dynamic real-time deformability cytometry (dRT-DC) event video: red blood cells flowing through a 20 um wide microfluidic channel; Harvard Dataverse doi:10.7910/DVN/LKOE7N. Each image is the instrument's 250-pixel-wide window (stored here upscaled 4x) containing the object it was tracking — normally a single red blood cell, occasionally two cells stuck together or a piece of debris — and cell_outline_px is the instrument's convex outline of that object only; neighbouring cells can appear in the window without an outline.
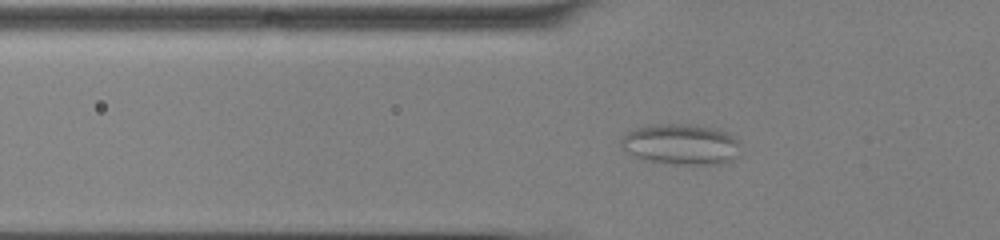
{"species": "common noctule bat (a hibernating species)", "species_latin": "Nyctalus noctula", "temperature_condition": "cold", "stored_images_in_passage": 40, "camera_frame_rate_fps": 3000, "um_per_image_px": 0.085, "animal": {"sex": "male", "body_mass_g": 13.0, "forearm_length_mm": 53.1}, "frame": {"image": 1, "passage_image": 6, "time_ms": 1.667, "image_size_px": [1000, 240], "cell_outline_px": [[740, 156], [732, 160], [716, 164], [668, 164], [644, 160], [628, 152], [620, 144], [620, 140], [628, 132], [636, 128], [656, 124], [688, 124], [716, 128], [728, 132], [740, 144]], "centroid_in_image_um": [57.92, 12.27], "position_along_channel_um": 67.9, "area_um2": 28.44}}
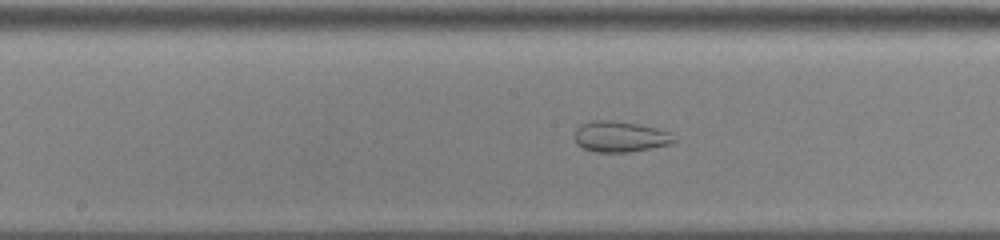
{"frame": {"image": 2, "passage_image": 16, "time_ms": 5.0, "image_size_px": [1000, 240], "cell_outline_px": [[676, 140], [668, 144], [652, 148], [628, 152], [596, 152], [584, 148], [576, 144], [576, 128], [592, 120], [608, 120], [636, 124], [656, 128], [668, 132]], "centroid_in_image_um": [52.69, 11.62], "position_along_channel_um": 195.5, "area_um2": 17.46}}
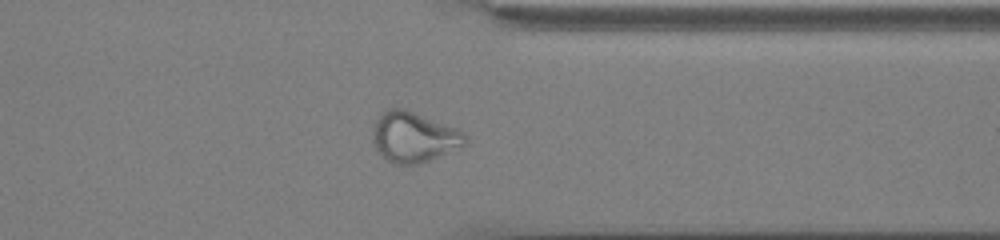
{"frame": {"image": 3, "passage_image": 30, "time_ms": 9.667, "image_size_px": [1000, 240], "cell_outline_px": [[468, 136], [464, 144], [420, 164], [392, 164], [376, 148], [372, 140], [372, 128], [376, 120], [388, 108], [404, 108], [456, 128], [464, 132]], "centroid_in_image_um": [35.14, 11.64], "position_along_channel_um": 376.3, "area_um2": 26.7}, "authors_computed_cell_mechanics": {"area_um2": 25.8655, "velocity_mm_per_s": 3.8995, "shape_relaxation_time_tau1_ms": null, "shape_relaxation_time_tau2_ms": 0.8631, "deformation_change_tau1": null, "deformation_change_tau2": 0.0542}}